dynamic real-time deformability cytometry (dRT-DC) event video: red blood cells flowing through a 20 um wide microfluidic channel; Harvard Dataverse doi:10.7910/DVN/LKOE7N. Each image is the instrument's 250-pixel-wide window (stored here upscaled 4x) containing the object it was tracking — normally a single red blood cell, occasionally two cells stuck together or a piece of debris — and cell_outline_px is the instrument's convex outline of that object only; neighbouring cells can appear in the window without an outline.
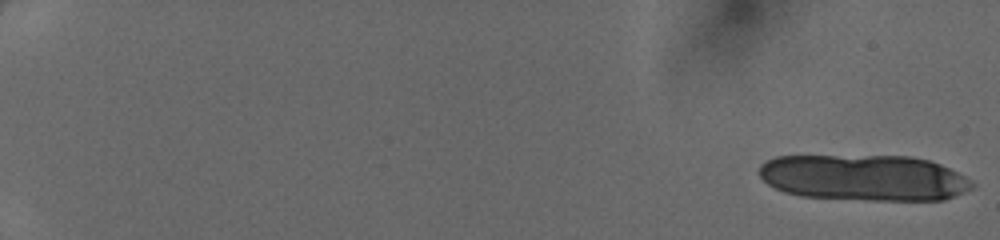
{"species": "human", "species_latin": "Homo sapiens", "temperature_condition": "cold", "stored_images_in_passage": 18, "camera_frame_rate_fps": 3000, "um_per_image_px": 0.085, "donor": {"sex": "female"}, "frame": {"image": 1, "passage_image": 1, "time_ms": 0.0, "image_size_px": [1000, 240], "cell_outline_px": [[976, 184], [972, 188], [944, 200], [864, 200], [800, 196], [784, 192], [768, 184], [760, 176], [760, 164], [764, 160], [776, 156], [912, 156], [928, 160], [940, 164], [964, 176]], "centroid_in_image_um": [73.42, 15.1], "position_along_channel_um": 11.6, "area_um2": 57.28}}